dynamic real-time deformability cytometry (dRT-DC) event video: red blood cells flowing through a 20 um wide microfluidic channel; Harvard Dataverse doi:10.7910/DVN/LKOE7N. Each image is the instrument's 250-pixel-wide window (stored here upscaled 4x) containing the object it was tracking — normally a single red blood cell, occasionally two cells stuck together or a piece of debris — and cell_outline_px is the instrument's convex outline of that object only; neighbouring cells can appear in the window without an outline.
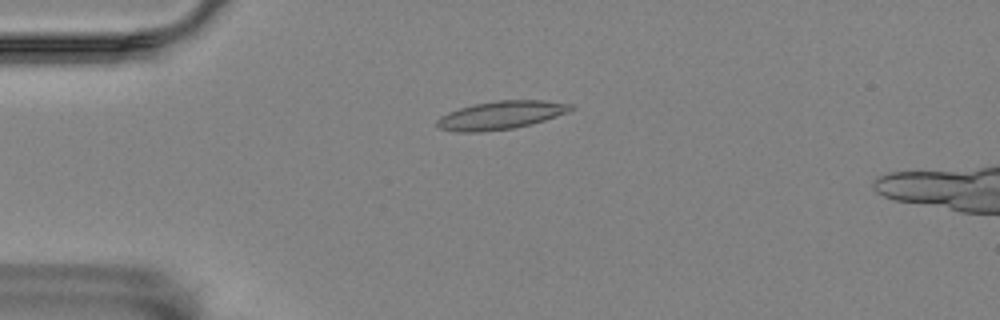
{"species": "Egyptian fruit bat (a non-hibernating species)", "species_latin": "Rousettus aegyptiacus", "temperature_condition": "room temperature", "stored_images_in_passage": 57, "camera_frame_rate_fps": 3000, "um_per_image_px": 0.085, "animal": {"sex": "female"}, "frame": {"image": 1, "passage_image": 14, "time_ms": 4.333, "image_size_px": [1000, 320], "cell_outline_px": [[576, 108], [568, 112], [532, 124], [512, 128], [480, 132], [456, 132], [440, 128], [436, 124], [436, 120], [440, 116], [448, 112], [460, 108], [476, 104], [496, 100], [544, 100], [572, 104]], "centroid_in_image_um": [42.58, 9.78], "position_along_channel_um": 42.4, "area_um2": 21.96}}
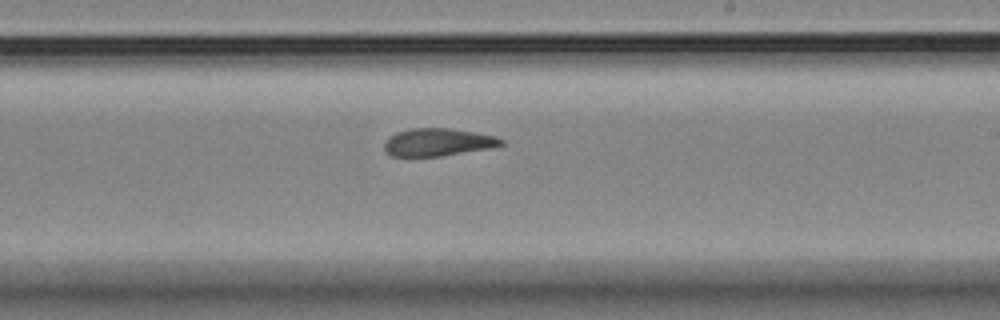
{"frame": {"image": 2, "passage_image": 34, "time_ms": 11.0, "image_size_px": [1000, 320], "cell_outline_px": [[504, 144], [492, 148], [440, 156], [392, 156], [384, 148], [384, 144], [388, 136], [396, 132], [412, 128], [448, 128], [496, 136], [504, 140]], "centroid_in_image_um": [37.22, 12.08], "position_along_channel_um": 251.8, "area_um2": 18.79}}
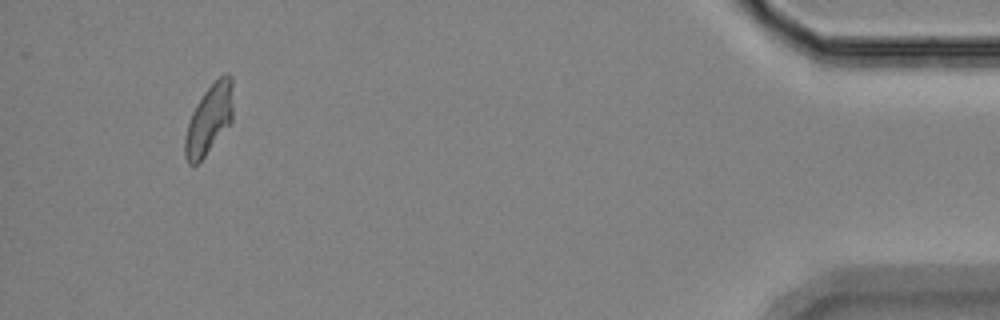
{"frame": {"image": 3, "passage_image": 54, "time_ms": 17.667, "image_size_px": [1000, 320], "cell_outline_px": [[232, 120], [204, 156], [196, 164], [188, 164], [184, 156], [184, 140], [188, 124], [192, 112], [196, 104], [204, 92], [224, 72], [228, 72], [232, 76]], "centroid_in_image_um": [17.76, 10.11], "position_along_channel_um": 417.4, "area_um2": 19.19}}